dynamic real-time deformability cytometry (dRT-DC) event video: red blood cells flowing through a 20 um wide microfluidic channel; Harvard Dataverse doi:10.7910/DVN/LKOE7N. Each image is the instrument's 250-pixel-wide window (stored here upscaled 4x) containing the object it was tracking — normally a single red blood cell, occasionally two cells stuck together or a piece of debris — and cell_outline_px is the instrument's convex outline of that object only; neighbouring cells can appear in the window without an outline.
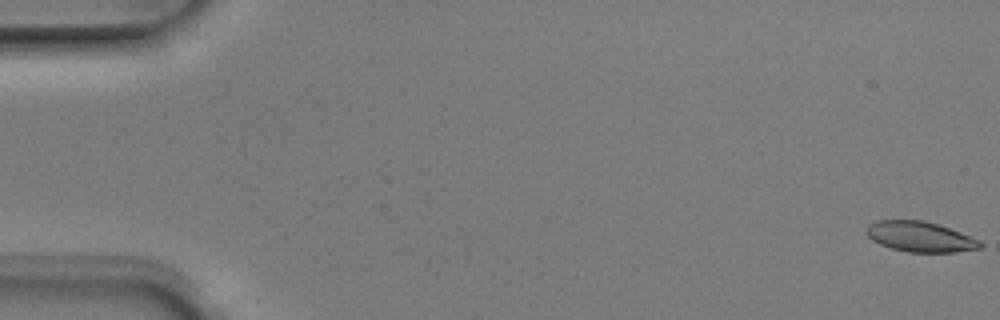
{"species": "Egyptian fruit bat (a non-hibernating species)", "species_latin": "Rousettus aegyptiacus", "temperature_condition": "room temperature", "stored_images_in_passage": 6, "camera_frame_rate_fps": 3000, "um_per_image_px": 0.085, "animal": {"sex": "male"}, "frame": {"image": 1, "passage_image": 1, "time_ms": 0.0, "image_size_px": [1000, 320], "cell_outline_px": [[984, 248], [956, 252], [908, 252], [892, 248], [880, 244], [872, 240], [864, 232], [868, 224], [876, 220], [924, 220], [960, 232], [980, 240], [984, 244]], "centroid_in_image_um": [78.22, 20.12], "position_along_channel_um": 6.8, "area_um2": 20.23}}
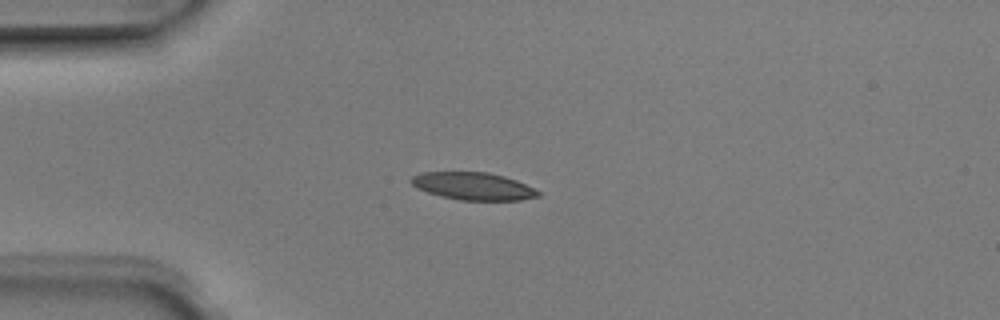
{"frame": {"image": 2, "passage_image": 5, "time_ms": 1.333, "image_size_px": [1000, 320], "cell_outline_px": [[540, 196], [520, 200], [460, 200], [440, 196], [428, 192], [412, 184], [408, 180], [412, 176], [424, 172], [488, 172], [504, 176], [516, 180], [540, 192]], "centroid_in_image_um": [40.22, 15.82], "position_along_channel_um": 44.8, "area_um2": 20.17}}
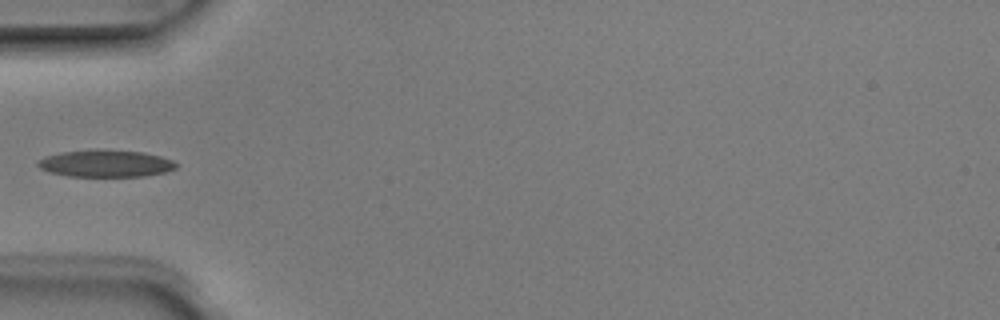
{"frame": {"image": 3, "passage_image": 6, "time_ms": 1.667, "image_size_px": [1000, 320], "cell_outline_px": [[180, 164], [176, 168], [164, 172], [144, 176], [68, 176], [48, 172], [40, 168], [36, 164], [36, 160], [44, 156], [60, 152], [92, 148], [104, 148], [144, 152], [160, 156], [172, 160]], "centroid_in_image_um": [8.94, 13.86], "position_along_channel_um": 76.1, "area_um2": 22.43}}